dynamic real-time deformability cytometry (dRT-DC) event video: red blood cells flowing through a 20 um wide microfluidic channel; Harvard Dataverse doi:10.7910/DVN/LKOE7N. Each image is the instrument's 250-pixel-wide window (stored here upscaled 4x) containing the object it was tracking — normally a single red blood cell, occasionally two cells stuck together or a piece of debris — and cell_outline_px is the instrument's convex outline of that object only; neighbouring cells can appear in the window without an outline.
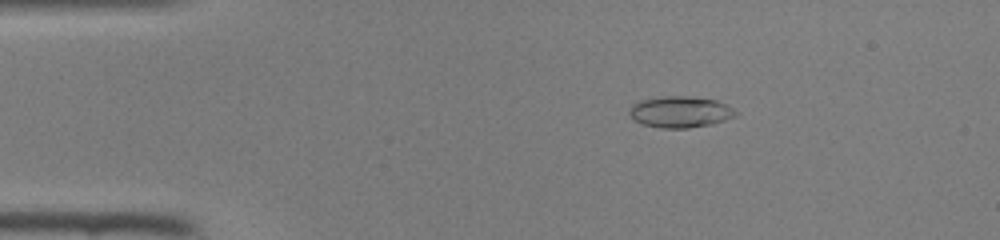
{"species": "common noctule bat (a hibernating species)", "species_latin": "Nyctalus noctula", "temperature_condition": "room temperature", "stored_images_in_passage": 14, "camera_frame_rate_fps": 3000, "um_per_image_px": 0.085, "animal": {"sex": "female", "body_mass_g": 22.0, "forearm_length_mm": 56.7}, "frame": {"image": 1, "passage_image": 4, "time_ms": 1.0, "image_size_px": [1000, 240], "cell_outline_px": [[736, 116], [724, 120], [708, 124], [688, 128], [660, 128], [640, 124], [628, 112], [632, 104], [640, 100], [664, 96], [688, 96], [716, 100], [732, 108], [736, 112]], "centroid_in_image_um": [57.78, 9.51], "position_along_channel_um": 27.2, "area_um2": 19.19}}
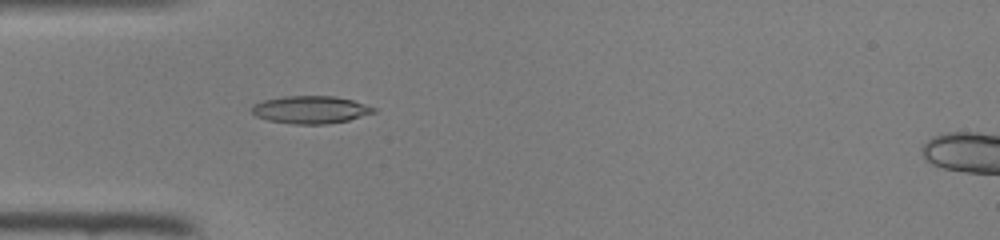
{"frame": {"image": 2, "passage_image": 10, "time_ms": 3.0, "image_size_px": [1000, 240], "cell_outline_px": [[376, 112], [348, 120], [324, 124], [292, 124], [268, 120], [256, 116], [252, 112], [252, 104], [264, 100], [284, 96], [336, 96], [352, 100], [376, 108]], "centroid_in_image_um": [26.38, 9.32], "position_along_channel_um": 58.6, "area_um2": 19.54}}
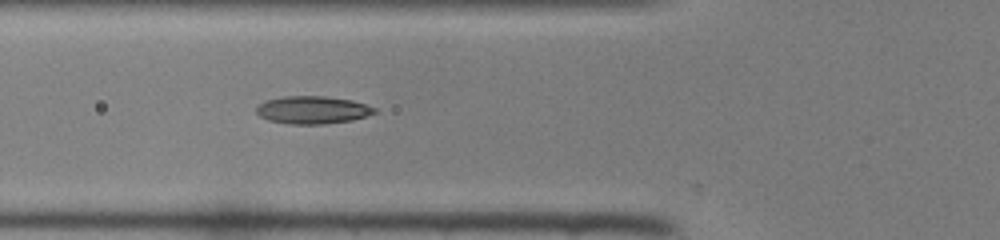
{"frame": {"image": 3, "passage_image": 13, "time_ms": 4.0, "image_size_px": [1000, 240], "cell_outline_px": [[376, 112], [352, 120], [324, 124], [292, 124], [268, 120], [260, 116], [256, 112], [256, 108], [264, 100], [284, 96], [324, 96], [352, 100], [376, 108]], "centroid_in_image_um": [26.54, 9.34], "position_along_channel_um": 99.3, "area_um2": 18.96}}